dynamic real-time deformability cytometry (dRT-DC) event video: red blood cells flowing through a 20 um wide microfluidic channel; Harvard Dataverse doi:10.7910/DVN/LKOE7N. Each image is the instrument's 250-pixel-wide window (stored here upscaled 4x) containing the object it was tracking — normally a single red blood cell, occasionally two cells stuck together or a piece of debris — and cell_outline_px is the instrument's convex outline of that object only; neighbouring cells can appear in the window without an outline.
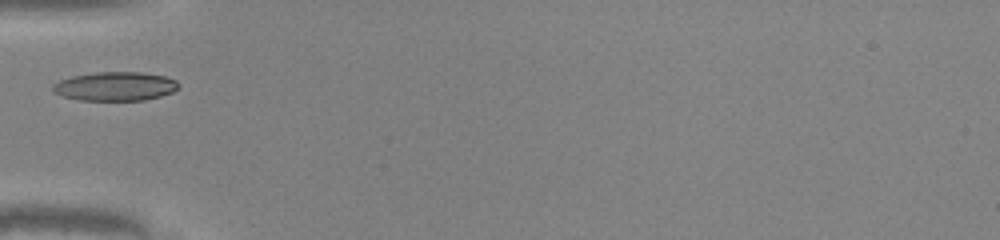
{"species": "common noctule bat (a hibernating species)", "species_latin": "Nyctalus noctula", "temperature_condition": "warm", "stored_images_in_passage": 26, "camera_frame_rate_fps": 3000, "um_per_image_px": 0.085, "animal": {"sex": "male", "body_mass_g": 20.0, "forearm_length_mm": 53.3}, "frame": {"image": 1, "passage_image": 1, "time_ms": 0.0, "image_size_px": [1000, 240], "cell_outline_px": [[180, 88], [172, 92], [160, 96], [144, 100], [80, 100], [64, 96], [56, 92], [52, 88], [52, 84], [60, 80], [72, 76], [96, 72], [140, 72], [164, 76], [176, 80], [180, 84]], "centroid_in_image_um": [9.83, 7.33], "position_along_channel_um": 75.2, "area_um2": 21.1}}
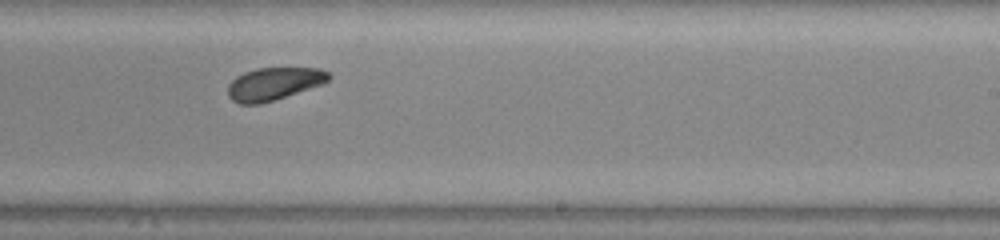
{"frame": {"image": 2, "passage_image": 15, "time_ms": 4.667, "image_size_px": [1000, 240], "cell_outline_px": [[332, 76], [324, 84], [260, 104], [240, 104], [232, 100], [228, 96], [228, 84], [236, 76], [244, 72], [256, 68], [320, 68], [328, 72]], "centroid_in_image_um": [23.28, 7.11], "position_along_channel_um": 265.7, "area_um2": 19.25}}
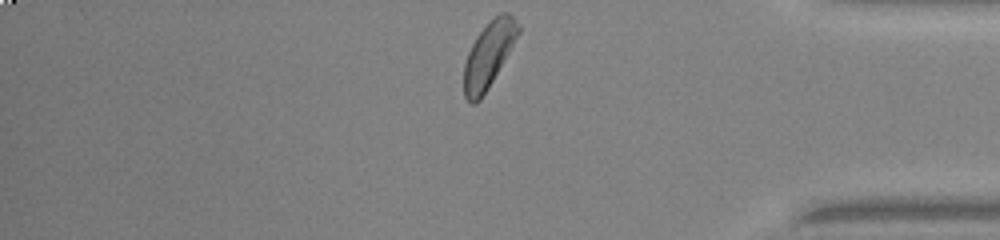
{"frame": {"image": 3, "passage_image": 26, "time_ms": 8.333, "image_size_px": [1000, 240], "cell_outline_px": [[520, 32], [488, 88], [480, 100], [476, 104], [468, 104], [464, 96], [464, 64], [468, 52], [476, 36], [500, 12], [508, 12], [516, 20], [520, 28]], "centroid_in_image_um": [41.51, 4.69], "position_along_channel_um": 393.7, "area_um2": 20.46}}